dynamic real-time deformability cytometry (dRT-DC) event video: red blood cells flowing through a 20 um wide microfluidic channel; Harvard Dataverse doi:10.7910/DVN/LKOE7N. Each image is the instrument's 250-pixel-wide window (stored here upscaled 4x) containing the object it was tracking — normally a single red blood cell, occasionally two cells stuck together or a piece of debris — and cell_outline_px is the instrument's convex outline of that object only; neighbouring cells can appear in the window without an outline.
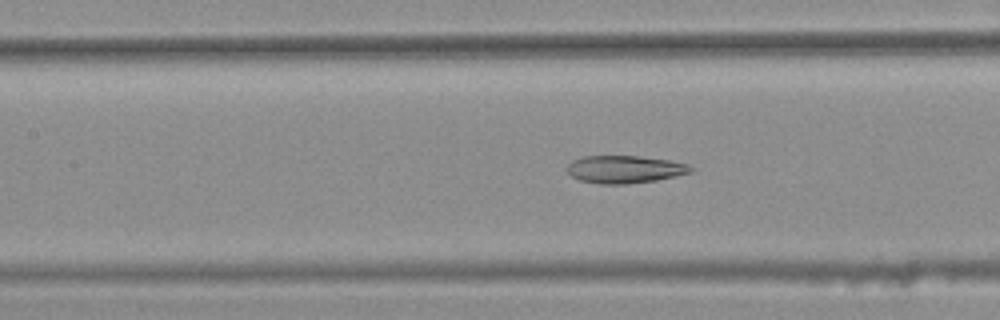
{"species": "common noctule bat (a hibernating species)", "species_latin": "Nyctalus noctula", "temperature_condition": "warm", "stored_images_in_passage": 47, "camera_frame_rate_fps": 3000, "um_per_image_px": 0.085, "animal": {"sex": "female", "body_mass_g": 25.1}, "frame": {"image": 1, "passage_image": 25, "time_ms": 8.0, "image_size_px": [1000, 320], "cell_outline_px": [[696, 168], [692, 172], [676, 176], [656, 180], [628, 184], [600, 184], [580, 180], [572, 176], [564, 168], [572, 160], [584, 156], [640, 156], [668, 160], [688, 164]], "centroid_in_image_um": [53.1, 14.39], "position_along_channel_um": 154.3, "area_um2": 20.06}}
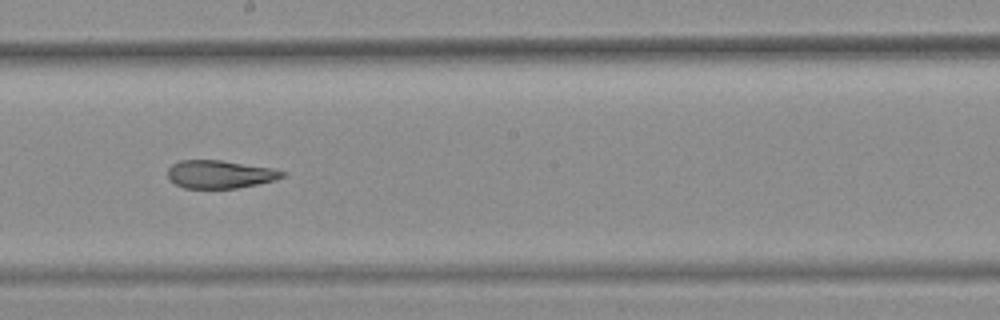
{"frame": {"image": 2, "passage_image": 31, "time_ms": 10.0, "image_size_px": [1000, 320], "cell_outline_px": [[288, 172], [284, 176], [276, 180], [236, 188], [184, 188], [168, 180], [168, 168], [172, 164], [180, 160], [220, 160], [272, 168]], "centroid_in_image_um": [18.69, 14.81], "position_along_channel_um": 229.5, "area_um2": 18.73}}
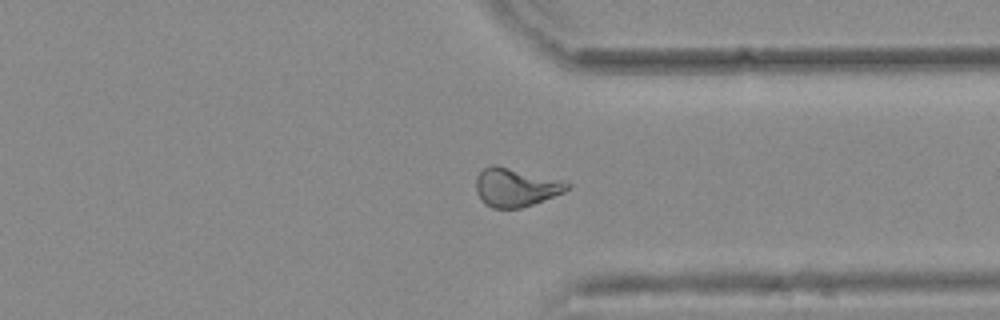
{"frame": {"image": 3, "passage_image": 42, "time_ms": 13.667, "image_size_px": [1000, 320], "cell_outline_px": [[572, 184], [564, 192], [532, 204], [520, 208], [492, 208], [484, 204], [480, 200], [476, 192], [476, 176], [484, 168], [492, 164], [496, 164]], "centroid_in_image_um": [43.75, 15.93], "position_along_channel_um": 367.6, "area_um2": 20.17}, "authors_computed_cell_mechanics": {"area_um2": 20.2878, "velocity_mm_per_s": 3.773, "shape_relaxation_time_tau1_ms": null, "shape_relaxation_time_tau2_ms": 2.6928, "deformation_change_tau1": null, "deformation_change_tau2": 0.1023}}